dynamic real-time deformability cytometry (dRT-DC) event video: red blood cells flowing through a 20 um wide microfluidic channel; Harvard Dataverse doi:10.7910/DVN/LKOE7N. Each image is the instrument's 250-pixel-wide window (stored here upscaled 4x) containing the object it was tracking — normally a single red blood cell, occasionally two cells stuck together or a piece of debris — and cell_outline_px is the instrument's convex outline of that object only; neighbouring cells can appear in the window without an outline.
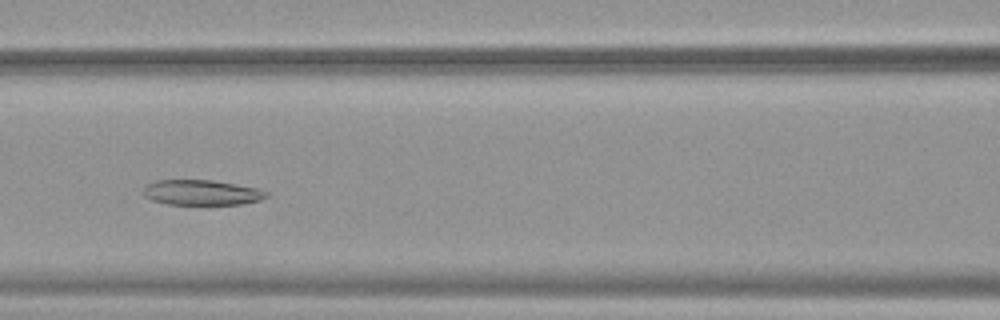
{"species": "common noctule bat (a hibernating species)", "species_latin": "Nyctalus noctula", "temperature_condition": "warm", "stored_images_in_passage": 49, "camera_frame_rate_fps": 3000, "um_per_image_px": 0.085, "animal": {"sex": "female", "body_mass_g": 19.9}, "frame": {"image": 1, "passage_image": 20, "time_ms": 6.333, "image_size_px": [1000, 320], "cell_outline_px": [[268, 196], [260, 200], [240, 204], [168, 204], [152, 200], [144, 196], [144, 188], [148, 184], [156, 180], [212, 180], [260, 188], [268, 192]], "centroid_in_image_um": [17.17, 16.36], "position_along_channel_um": 149.4, "area_um2": 18.03}}
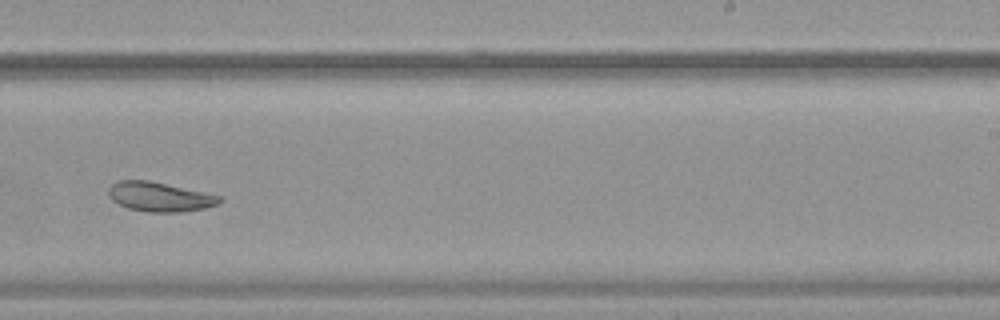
{"frame": {"image": 2, "passage_image": 30, "time_ms": 9.667, "image_size_px": [1000, 320], "cell_outline_px": [[224, 200], [220, 204], [204, 208], [180, 212], [148, 212], [128, 208], [112, 200], [108, 192], [108, 188], [116, 180], [148, 180], [220, 196]], "centroid_in_image_um": [13.56, 16.73], "position_along_channel_um": 275.4, "area_um2": 18.9}}
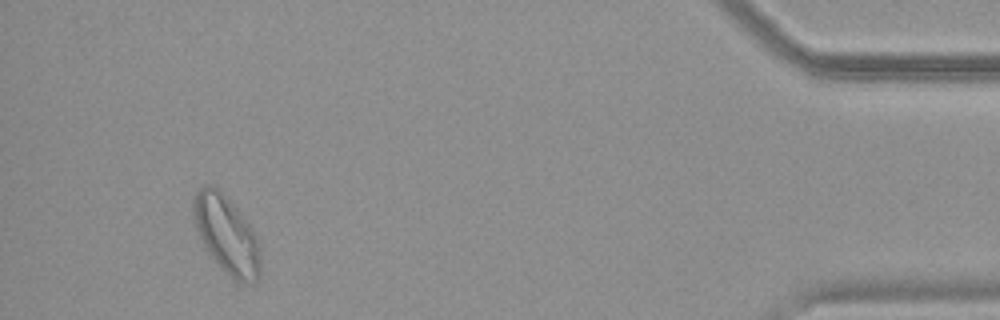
{"frame": {"image": 3, "passage_image": 46, "time_ms": 15.0, "image_size_px": [1000, 320], "cell_outline_px": [[260, 276], [252, 284], [240, 284], [220, 268], [204, 248], [196, 232], [192, 216], [192, 200], [196, 192], [204, 184], [212, 184], [236, 208], [252, 228], [256, 236], [260, 248]], "centroid_in_image_um": [19.23, 19.99], "position_along_channel_um": 416.0, "area_um2": 30.81}, "authors_computed_cell_mechanics": {"area_um2": 24.276, "velocity_mm_per_s": 3.791, "shape_relaxation_time_tau1_ms": null, "shape_relaxation_time_tau2_ms": 3.5246, "deformation_change_tau1": null, "deformation_change_tau2": 0.0801}}